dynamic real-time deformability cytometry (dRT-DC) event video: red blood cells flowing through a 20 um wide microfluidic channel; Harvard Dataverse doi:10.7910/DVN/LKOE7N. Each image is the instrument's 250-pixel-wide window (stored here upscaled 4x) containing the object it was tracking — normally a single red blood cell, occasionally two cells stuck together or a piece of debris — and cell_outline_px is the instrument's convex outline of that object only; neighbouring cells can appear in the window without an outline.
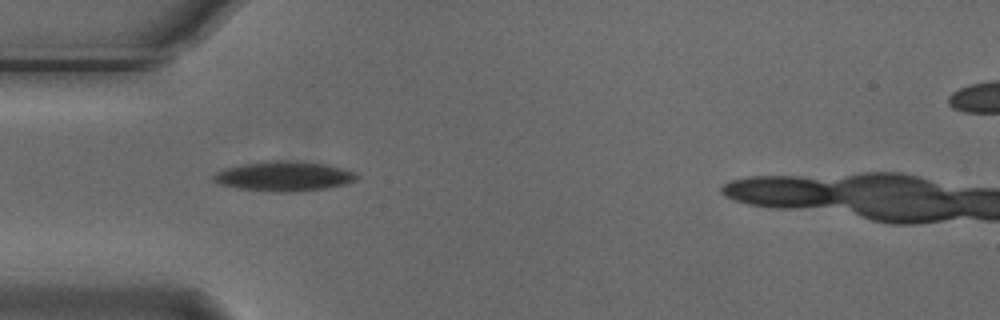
{"species": "Egyptian fruit bat (a non-hibernating species)", "species_latin": "Rousettus aegyptiacus", "temperature_condition": "cold", "stored_images_in_passage": 8, "camera_frame_rate_fps": 3000, "um_per_image_px": 0.085, "animal": {"sex": "male"}, "frame": {"image": 1, "passage_image": 5, "time_ms": 1.333, "image_size_px": [1000, 320], "cell_outline_px": [[360, 176], [356, 180], [344, 184], [324, 188], [292, 192], [276, 192], [240, 188], [216, 184], [212, 180], [212, 176], [216, 172], [224, 168], [244, 164], [276, 160], [280, 160], [328, 164], [356, 172]], "centroid_in_image_um": [24.13, 14.98], "position_along_channel_um": 60.9, "area_um2": 24.74}}
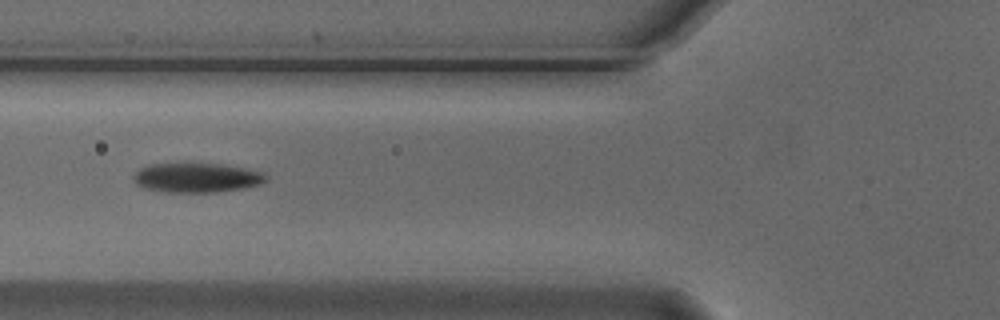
{"frame": {"image": 2, "passage_image": 6, "time_ms": 1.667, "image_size_px": [1000, 320], "cell_outline_px": [[268, 180], [260, 184], [244, 188], [216, 192], [164, 192], [148, 188], [136, 184], [132, 176], [140, 168], [148, 164], [220, 164], [244, 168], [264, 172], [268, 176]], "centroid_in_image_um": [16.75, 15.1], "position_along_channel_um": 109.0, "area_um2": 22.66}}
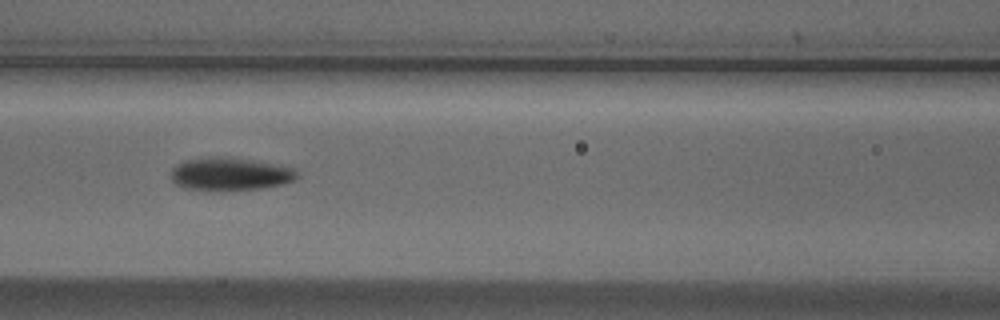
{"frame": {"image": 3, "passage_image": 7, "time_ms": 2.0, "image_size_px": [1000, 320], "cell_outline_px": [[300, 176], [296, 180], [284, 184], [264, 188], [184, 188], [176, 184], [172, 180], [172, 168], [176, 164], [184, 160], [212, 156], [220, 156], [252, 160], [292, 168]], "centroid_in_image_um": [19.57, 14.75], "position_along_channel_um": 147.0, "area_um2": 23.47}}